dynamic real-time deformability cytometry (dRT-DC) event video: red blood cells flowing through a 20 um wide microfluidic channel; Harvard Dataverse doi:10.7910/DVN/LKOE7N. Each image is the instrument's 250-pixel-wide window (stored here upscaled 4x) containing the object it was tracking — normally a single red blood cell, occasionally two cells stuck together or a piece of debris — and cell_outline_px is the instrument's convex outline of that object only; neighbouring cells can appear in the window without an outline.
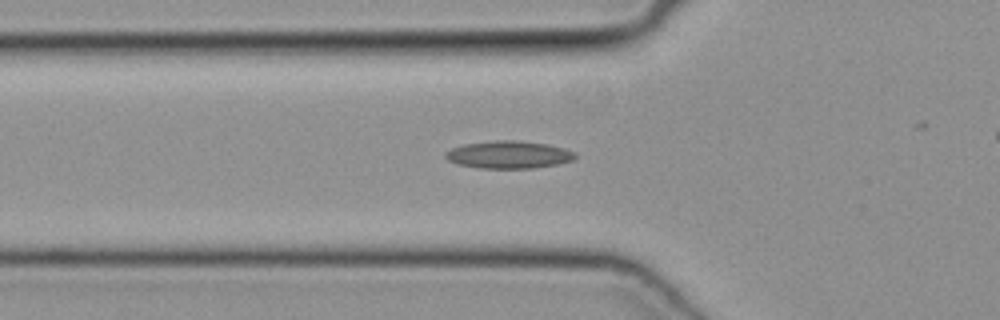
{"species": "common noctule bat (a hibernating species)", "species_latin": "Nyctalus noctula", "temperature_condition": "cold", "stored_images_in_passage": 28, "camera_frame_rate_fps": 3000, "um_per_image_px": 0.085, "animal": {"sex": "female", "body_mass_g": 19.3, "forearm_length_mm": 54.1}, "frame": {"image": 1, "passage_image": 2, "time_ms": 0.333, "image_size_px": [1000, 320], "cell_outline_px": [[576, 156], [572, 160], [556, 164], [532, 168], [476, 168], [456, 164], [448, 160], [444, 156], [444, 152], [452, 148], [464, 144], [496, 140], [516, 140], [548, 144], [564, 148], [576, 152]], "centroid_in_image_um": [43.21, 13.14], "position_along_channel_um": 82.6, "area_um2": 20.87}}
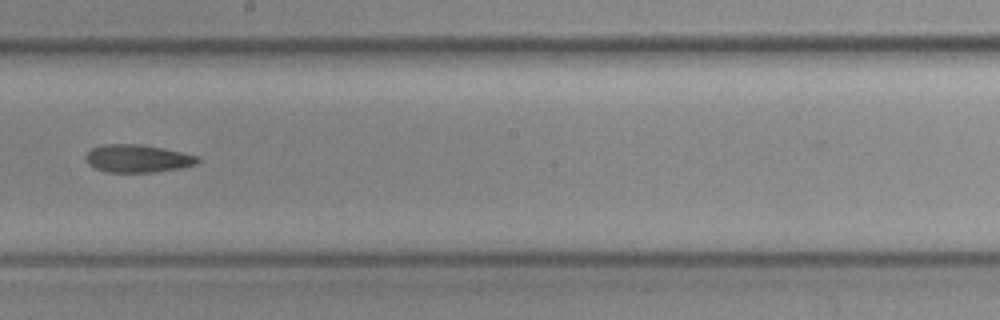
{"frame": {"image": 2, "passage_image": 13, "time_ms": 4.0, "image_size_px": [1000, 320], "cell_outline_px": [[200, 160], [196, 164], [180, 168], [156, 172], [104, 172], [88, 164], [84, 160], [84, 156], [92, 148], [100, 144], [144, 144], [180, 152], [196, 156]], "centroid_in_image_um": [11.63, 13.47], "position_along_channel_um": 236.6, "area_um2": 18.21}}
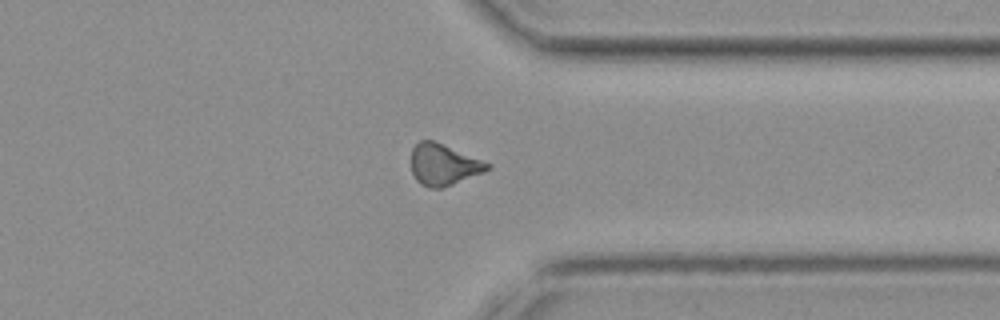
{"frame": {"image": 3, "passage_image": 23, "time_ms": 7.333, "image_size_px": [1000, 320], "cell_outline_px": [[492, 168], [484, 172], [452, 184], [440, 188], [428, 188], [420, 184], [416, 180], [412, 172], [412, 148], [420, 140], [432, 140], [492, 164]], "centroid_in_image_um": [37.7, 14.0], "position_along_channel_um": 373.7, "area_um2": 18.15}}